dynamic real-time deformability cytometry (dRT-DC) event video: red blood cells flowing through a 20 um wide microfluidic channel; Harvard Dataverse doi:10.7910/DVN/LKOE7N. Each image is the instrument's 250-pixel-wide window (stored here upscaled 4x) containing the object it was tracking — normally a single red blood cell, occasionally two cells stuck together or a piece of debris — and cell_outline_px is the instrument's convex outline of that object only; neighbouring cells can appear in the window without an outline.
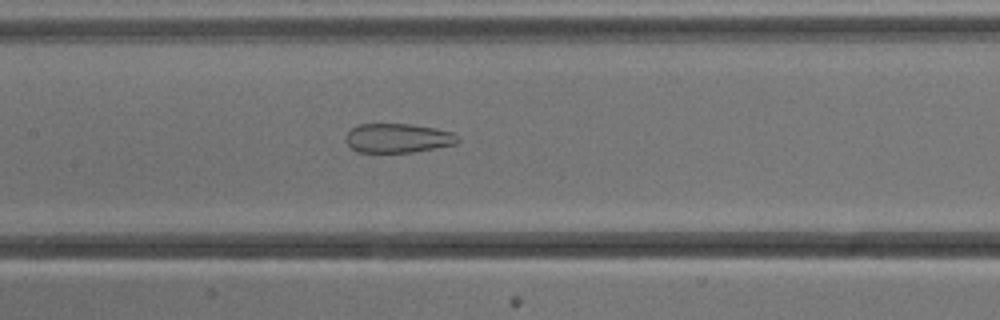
{"species": "common noctule bat (a hibernating species)", "species_latin": "Nyctalus noctula", "temperature_condition": "cold", "stored_images_in_passage": 53, "camera_frame_rate_fps": 3000, "um_per_image_px": 0.085, "animal": {"sex": "male", "body_mass_g": 13.3}, "frame": {"image": 1, "passage_image": 25, "time_ms": 8.0, "image_size_px": [1000, 320], "cell_outline_px": [[460, 140], [456, 144], [412, 152], [356, 152], [344, 140], [344, 136], [352, 128], [360, 124], [412, 124], [436, 128], [452, 132], [460, 136]], "centroid_in_image_um": [33.83, 11.73], "position_along_channel_um": 173.6, "area_um2": 19.19}}
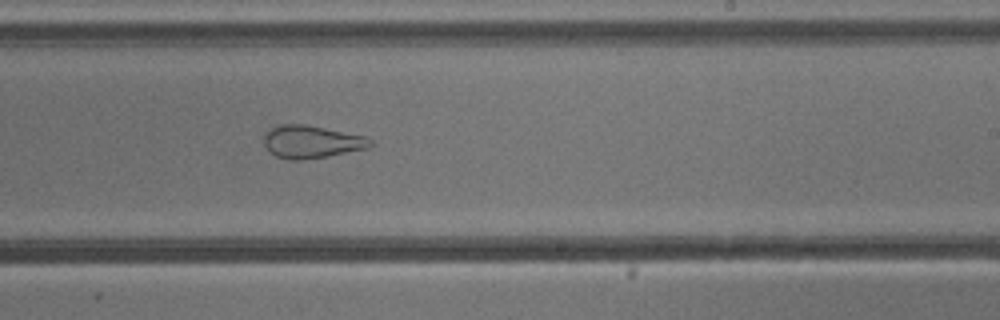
{"frame": {"image": 2, "passage_image": 32, "time_ms": 10.333, "image_size_px": [1000, 320], "cell_outline_px": [[376, 144], [368, 148], [328, 156], [300, 160], [288, 160], [276, 156], [268, 152], [264, 144], [264, 136], [272, 128], [280, 124], [304, 124], [368, 136]], "centroid_in_image_um": [26.52, 12.06], "position_along_channel_um": 262.5, "area_um2": 20.46}}
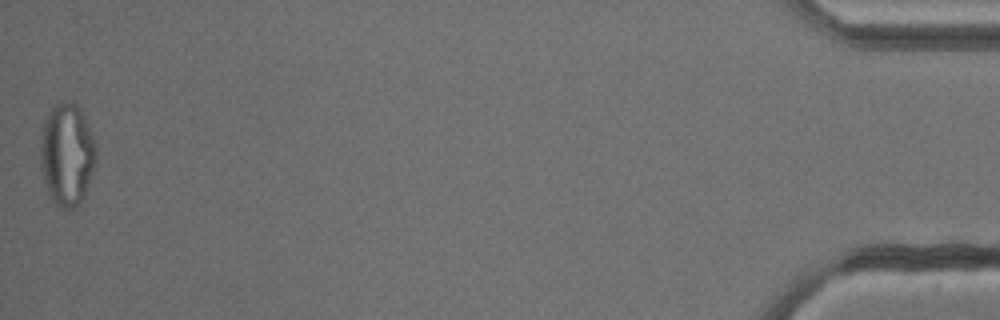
{"frame": {"image": 3, "passage_image": 53, "time_ms": 17.333, "image_size_px": [1000, 320], "cell_outline_px": [[96, 164], [84, 196], [68, 212], [56, 208], [48, 192], [40, 168], [40, 140], [44, 120], [48, 112], [60, 100], [72, 100], [80, 108], [84, 116], [96, 144]], "centroid_in_image_um": [5.68, 13.13], "position_along_channel_um": 429.5, "area_um2": 33.87}, "authors_computed_cell_mechanics": {"area_um2": 28.2642, "velocity_mm_per_s": 3.8241, "shape_relaxation_time_tau1_ms": null, "shape_relaxation_time_tau2_ms": 1.8475, "deformation_change_tau1": null, "deformation_change_tau2": 0.1046}}